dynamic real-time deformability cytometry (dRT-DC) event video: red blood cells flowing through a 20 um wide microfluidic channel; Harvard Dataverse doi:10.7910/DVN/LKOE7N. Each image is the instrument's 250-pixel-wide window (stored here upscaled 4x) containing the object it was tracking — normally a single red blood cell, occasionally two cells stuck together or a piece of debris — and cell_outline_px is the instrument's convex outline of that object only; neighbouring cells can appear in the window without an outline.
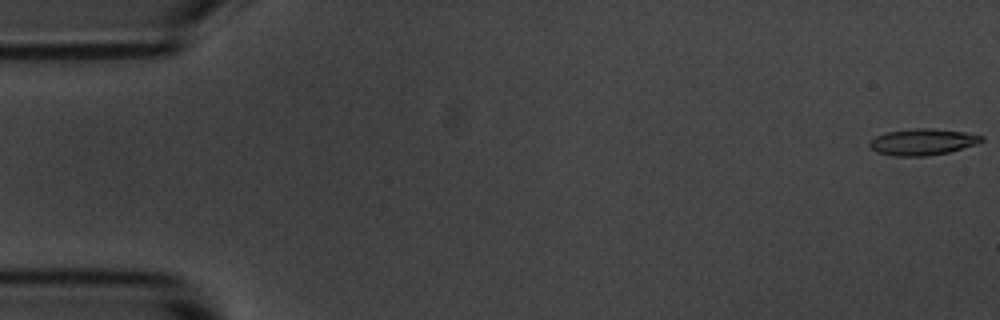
{"species": "common noctule bat (a hibernating species)", "species_latin": "Nyctalus noctula", "temperature_condition": "room temperature", "stored_images_in_passage": 55, "camera_frame_rate_fps": 3000, "um_per_image_px": 0.085, "animal": {"sex": "male", "body_mass_g": 20.1, "forearm_length_mm": 53.5}, "frame": {"image": 1, "passage_image": 1, "time_ms": 0.0, "image_size_px": [1000, 320], "cell_outline_px": [[984, 140], [976, 144], [948, 152], [928, 156], [892, 156], [876, 152], [868, 144], [868, 140], [884, 132], [912, 128], [932, 128], [964, 132], [984, 136]], "centroid_in_image_um": [78.37, 12.06], "position_along_channel_um": 6.6, "area_um2": 17.4}}
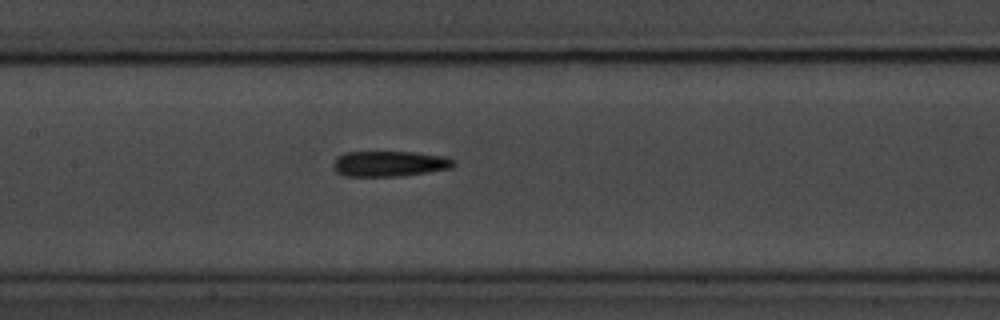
{"frame": {"image": 2, "passage_image": 26, "time_ms": 8.333, "image_size_px": [1000, 320], "cell_outline_px": [[456, 164], [452, 168], [428, 172], [400, 176], [344, 176], [336, 172], [332, 168], [332, 164], [336, 156], [344, 152], [416, 152], [444, 156], [452, 160]], "centroid_in_image_um": [33.06, 13.91], "position_along_channel_um": 174.3, "area_um2": 18.09}}
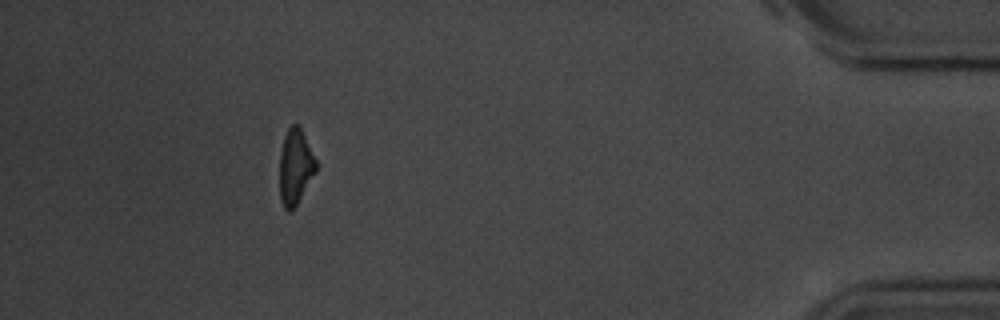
{"frame": {"image": 3, "passage_image": 50, "time_ms": 16.333, "image_size_px": [1000, 320], "cell_outline_px": [[316, 172], [296, 204], [288, 212], [284, 208], [280, 200], [280, 152], [284, 136], [288, 128], [292, 124], [300, 124], [316, 160]], "centroid_in_image_um": [25.1, 14.13], "position_along_channel_um": 410.1, "area_um2": 15.95}, "authors_computed_cell_mechanics": {"area_um2": 17.3978, "velocity_mm_per_s": 3.6777, "shape_relaxation_time_tau1_ms": 9.9684, "shape_relaxation_time_tau2_ms": 6.5694, "deformation_change_tau1": 0.213, "deformation_change_tau2": 0.1857}}